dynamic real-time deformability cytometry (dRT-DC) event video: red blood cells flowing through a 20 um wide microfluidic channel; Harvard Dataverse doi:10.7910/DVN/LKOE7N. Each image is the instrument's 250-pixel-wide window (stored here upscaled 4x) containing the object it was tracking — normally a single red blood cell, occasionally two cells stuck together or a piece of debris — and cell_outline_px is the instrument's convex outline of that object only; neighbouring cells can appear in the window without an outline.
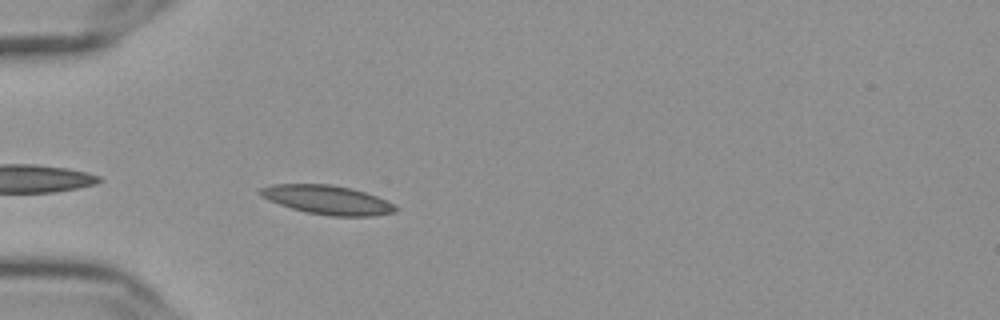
{"species": "Egyptian fruit bat (a non-hibernating species)", "species_latin": "Rousettus aegyptiacus", "temperature_condition": "cold", "stored_images_in_passage": 31, "camera_frame_rate_fps": 3000, "um_per_image_px": 0.085, "frame": {"image": 1, "passage_image": 3, "time_ms": 0.667, "image_size_px": [1000, 320], "cell_outline_px": [[400, 208], [396, 212], [372, 216], [332, 216], [304, 212], [268, 200], [260, 196], [256, 192], [260, 188], [272, 184], [328, 184], [352, 188], [376, 196], [396, 204]], "centroid_in_image_um": [27.83, 16.99], "position_along_channel_um": 57.2, "area_um2": 23.06}}
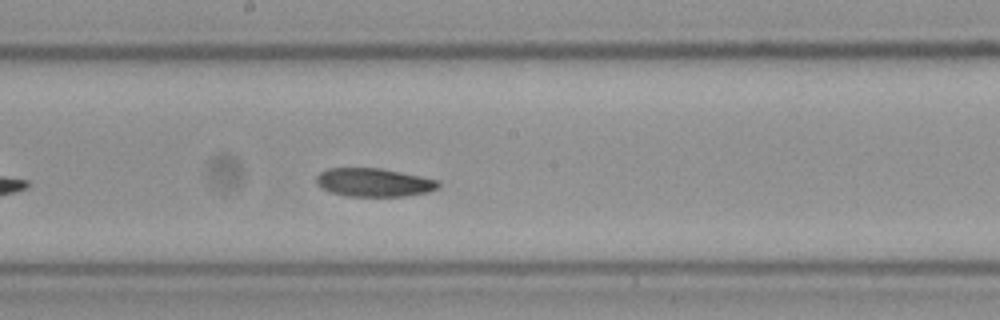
{"frame": {"image": 2, "passage_image": 17, "time_ms": 5.333, "image_size_px": [1000, 320], "cell_outline_px": [[440, 188], [428, 192], [404, 196], [344, 196], [328, 192], [320, 188], [316, 184], [316, 176], [320, 172], [328, 168], [380, 168], [440, 180]], "centroid_in_image_um": [31.76, 15.51], "position_along_channel_um": 216.4, "area_um2": 20.46}}
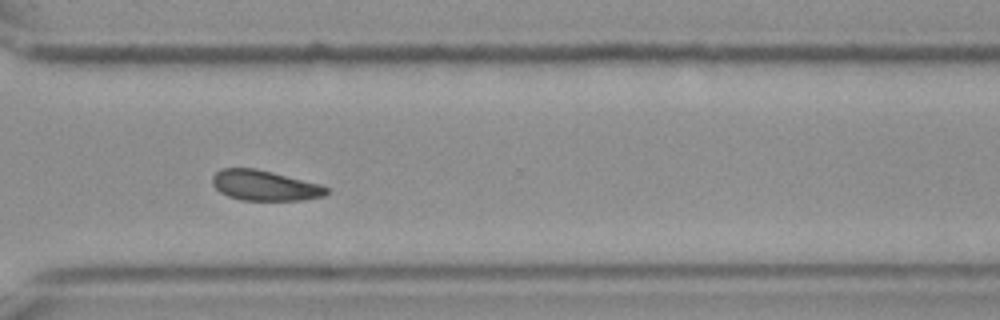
{"frame": {"image": 3, "passage_image": 28, "time_ms": 9.0, "image_size_px": [1000, 320], "cell_outline_px": [[328, 192], [324, 196], [304, 200], [240, 200], [228, 196], [220, 192], [212, 184], [212, 176], [220, 168], [256, 168], [320, 184], [328, 188]], "centroid_in_image_um": [22.48, 15.76], "position_along_channel_um": 348.1, "area_um2": 20.17}, "authors_computed_cell_mechanics": {"area_um2": 20.6924, "velocity_mm_per_s": 3.5881, "shape_relaxation_time_tau1_ms": 4.9731, "shape_relaxation_time_tau2_ms": 6.4327, "deformation_change_tau1": 0.1219, "deformation_change_tau2": 0.1019}}